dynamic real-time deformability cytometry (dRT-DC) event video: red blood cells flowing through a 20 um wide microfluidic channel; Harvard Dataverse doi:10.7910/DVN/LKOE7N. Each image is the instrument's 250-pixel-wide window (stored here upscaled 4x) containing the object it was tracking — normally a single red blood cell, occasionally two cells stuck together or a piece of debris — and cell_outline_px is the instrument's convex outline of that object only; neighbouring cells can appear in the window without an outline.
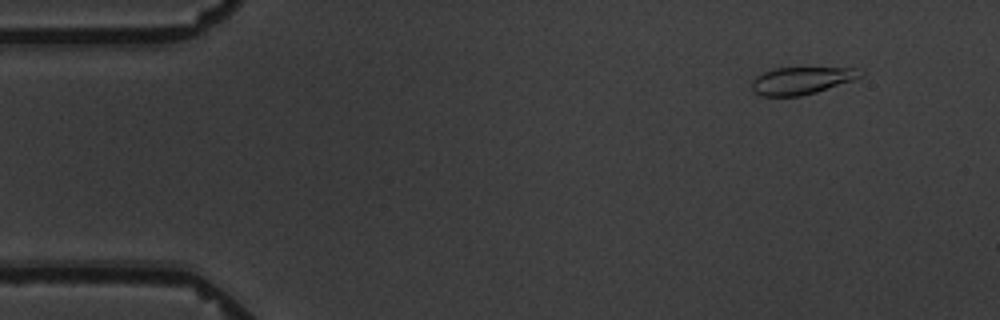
{"species": "common noctule bat (a hibernating species)", "species_latin": "Nyctalus noctula", "temperature_condition": "warm", "stored_images_in_passage": 4, "camera_frame_rate_fps": 3000, "um_per_image_px": 0.085, "animal": {"sex": "male", "body_mass_g": 19.5, "forearm_length_mm": 54.6}, "frame": {"image": 1, "passage_image": 1, "time_ms": 0.0, "image_size_px": [1000, 320], "cell_outline_px": [[864, 72], [860, 76], [852, 80], [816, 92], [800, 96], [760, 96], [752, 92], [752, 80], [756, 76], [772, 68], [860, 68]], "centroid_in_image_um": [68.08, 6.85], "position_along_channel_um": 16.9, "area_um2": 17.22}}